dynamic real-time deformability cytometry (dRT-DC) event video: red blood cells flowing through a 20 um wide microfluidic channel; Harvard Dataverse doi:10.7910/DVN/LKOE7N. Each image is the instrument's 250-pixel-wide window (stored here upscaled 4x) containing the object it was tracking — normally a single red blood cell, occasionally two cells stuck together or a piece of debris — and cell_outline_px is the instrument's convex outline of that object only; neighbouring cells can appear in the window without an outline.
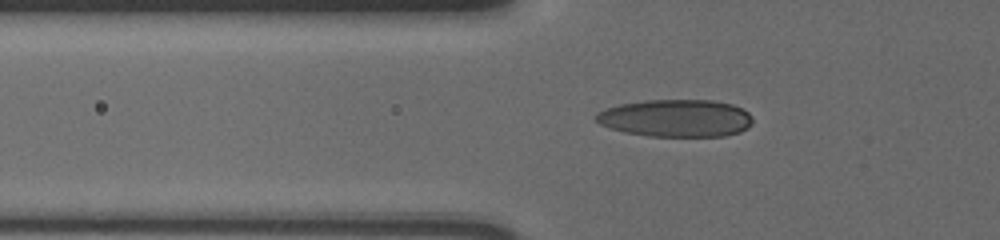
{"species": "human", "species_latin": "Homo sapiens", "temperature_condition": "cold", "stored_images_in_passage": 39, "camera_frame_rate_fps": 3000, "um_per_image_px": 0.085, "donor": {"sex": "male"}, "frame": {"image": 1, "passage_image": 3, "time_ms": 0.667, "image_size_px": [1000, 240], "cell_outline_px": [[752, 124], [748, 128], [740, 132], [724, 136], [648, 136], [624, 132], [600, 124], [592, 116], [596, 112], [604, 108], [620, 104], [644, 100], [712, 100], [732, 104], [748, 112], [752, 116]], "centroid_in_image_um": [57.44, 10.04], "position_along_channel_um": 68.4, "area_um2": 34.45}}
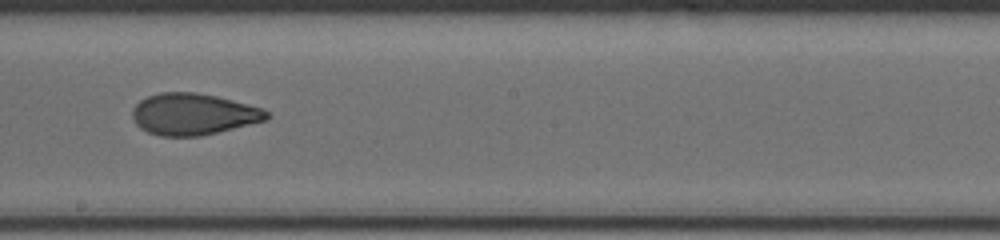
{"frame": {"image": 2, "passage_image": 17, "time_ms": 5.333, "image_size_px": [1000, 240], "cell_outline_px": [[272, 116], [268, 120], [200, 136], [160, 136], [148, 132], [140, 128], [136, 124], [132, 116], [132, 108], [140, 100], [148, 96], [160, 92], [196, 92], [216, 96], [264, 108]], "centroid_in_image_um": [16.44, 9.7], "position_along_channel_um": 231.8, "area_um2": 32.66}}
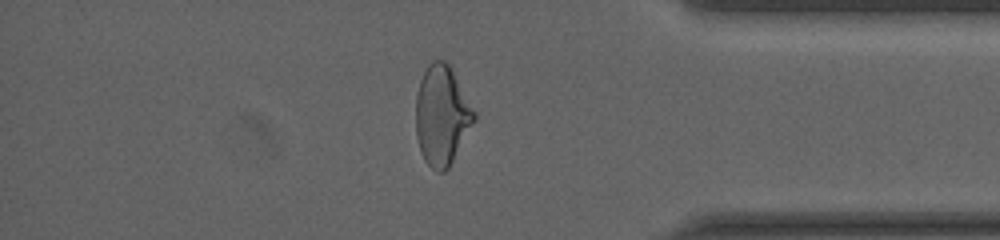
{"frame": {"image": 3, "passage_image": 32, "time_ms": 10.333, "image_size_px": [1000, 240], "cell_outline_px": [[476, 120], [448, 168], [444, 172], [436, 172], [424, 160], [416, 136], [416, 96], [420, 80], [428, 64], [432, 60], [444, 60], [448, 64], [476, 112]], "centroid_in_image_um": [37.55, 9.82], "position_along_channel_um": 397.6, "area_um2": 33.64}}